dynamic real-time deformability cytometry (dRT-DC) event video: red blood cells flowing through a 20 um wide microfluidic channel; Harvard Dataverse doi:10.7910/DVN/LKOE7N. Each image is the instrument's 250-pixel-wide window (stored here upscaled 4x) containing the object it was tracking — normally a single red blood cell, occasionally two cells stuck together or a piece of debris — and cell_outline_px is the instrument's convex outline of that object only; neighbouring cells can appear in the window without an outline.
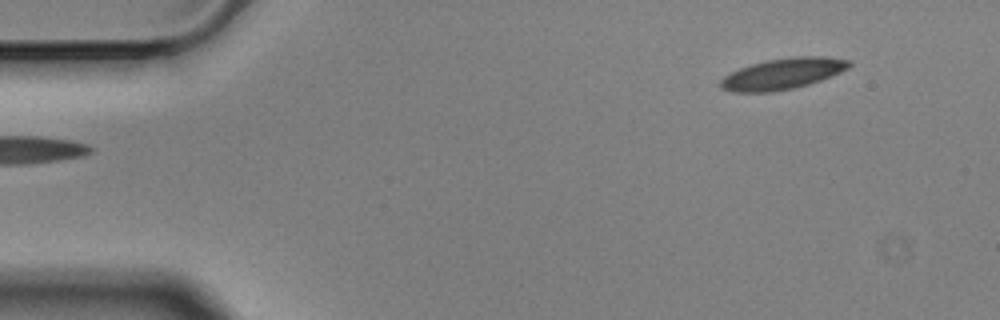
{"species": "Egyptian fruit bat (a non-hibernating species)", "species_latin": "Rousettus aegyptiacus", "temperature_condition": "cold", "stored_images_in_passage": 5, "segment_of_instrument_passage": [2, 2], "camera_frame_rate_fps": 3000, "um_per_image_px": 0.085, "animal": {"sex": "male"}, "frame": {"image": 1, "passage_image": 5, "time_ms": 1.333, "image_size_px": [1000, 320], "cell_outline_px": [[852, 64], [848, 68], [840, 72], [820, 80], [808, 84], [792, 88], [772, 92], [732, 92], [720, 88], [720, 80], [724, 76], [740, 68], [752, 64], [768, 60], [792, 56], [828, 56], [852, 60]], "centroid_in_image_um": [66.55, 6.26], "position_along_channel_um": 18.4, "area_um2": 23.24}}